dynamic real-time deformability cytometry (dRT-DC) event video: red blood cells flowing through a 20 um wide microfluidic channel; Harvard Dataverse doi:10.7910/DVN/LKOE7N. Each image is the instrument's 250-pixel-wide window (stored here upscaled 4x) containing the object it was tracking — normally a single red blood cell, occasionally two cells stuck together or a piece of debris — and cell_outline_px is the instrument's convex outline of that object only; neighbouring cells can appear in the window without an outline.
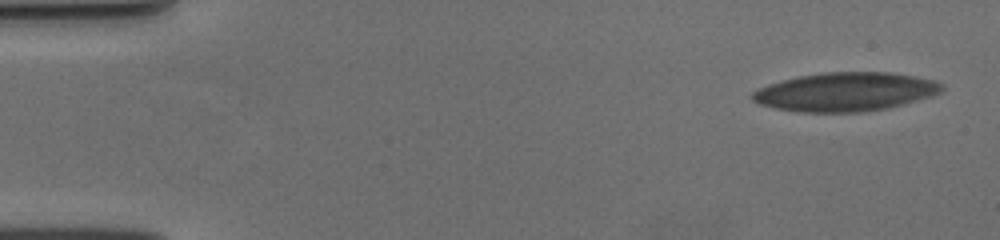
{"species": "human", "species_latin": "Homo sapiens", "temperature_condition": "cold", "stored_images_in_passage": 57, "camera_frame_rate_fps": 3000, "um_per_image_px": 0.085, "donor": {"sex": "female"}, "frame": {"image": 1, "passage_image": 1, "time_ms": 0.0, "image_size_px": [1000, 240], "cell_outline_px": [[944, 88], [940, 92], [932, 96], [904, 104], [888, 108], [860, 112], [796, 112], [776, 108], [760, 104], [752, 100], [752, 92], [768, 84], [800, 76], [824, 72], [888, 72], [936, 80], [944, 84]], "centroid_in_image_um": [71.89, 7.81], "position_along_channel_um": 13.1, "area_um2": 42.71}}
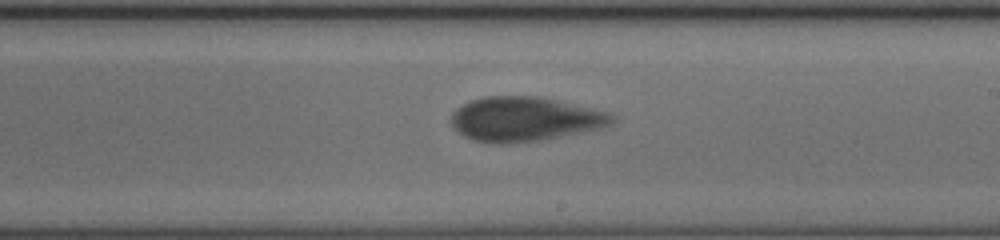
{"frame": {"image": 2, "passage_image": 33, "time_ms": 10.667, "image_size_px": [1000, 240], "cell_outline_px": [[620, 120], [612, 124], [600, 128], [584, 132], [540, 140], [508, 144], [492, 144], [472, 140], [464, 136], [452, 128], [452, 112], [456, 108], [472, 100], [484, 96], [540, 96], [592, 108], [608, 112], [616, 116]], "centroid_in_image_um": [44.62, 10.13], "position_along_channel_um": 244.4, "area_um2": 42.08}}
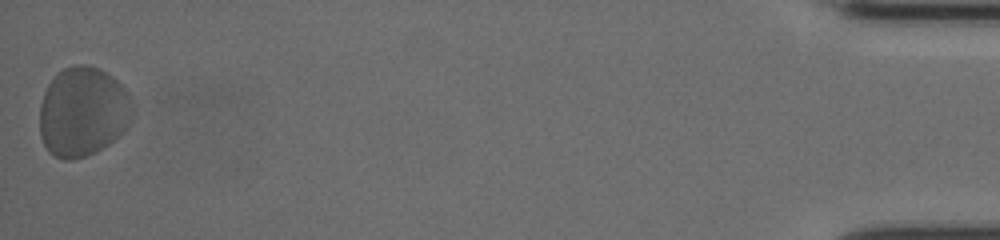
{"frame": {"image": 3, "passage_image": 57, "time_ms": 18.667, "image_size_px": [1000, 240], "cell_outline_px": [[132, 120], [108, 144], [96, 152], [72, 160], [64, 160], [48, 152], [40, 136], [40, 104], [44, 92], [48, 84], [64, 68], [76, 64], [84, 64], [96, 68], [112, 76], [128, 92], [132, 100]], "centroid_in_image_um": [7.03, 9.51], "position_along_channel_um": 428.2, "area_um2": 48.26}, "authors_computed_cell_mechanics": {"area_um2": 42.7142, "velocity_mm_per_s": 3.4891, "shape_relaxation_time_tau1_ms": 4.6555, "shape_relaxation_time_tau2_ms": 0.9432, "deformation_change_tau1": 0.1369, "deformation_change_tau2": 0.0665}}